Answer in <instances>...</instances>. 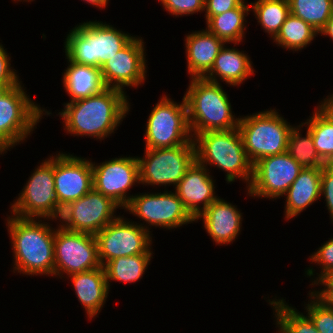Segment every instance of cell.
Wrapping results in <instances>:
<instances>
[{"mask_svg":"<svg viewBox=\"0 0 333 333\" xmlns=\"http://www.w3.org/2000/svg\"><path fill=\"white\" fill-rule=\"evenodd\" d=\"M202 220L203 227L215 245H231L242 231L243 213L237 205L220 196L196 219Z\"/></svg>","mask_w":333,"mask_h":333,"instance_id":"20","label":"cell"},{"mask_svg":"<svg viewBox=\"0 0 333 333\" xmlns=\"http://www.w3.org/2000/svg\"><path fill=\"white\" fill-rule=\"evenodd\" d=\"M293 127L276 108L241 115L238 129L250 162L286 152Z\"/></svg>","mask_w":333,"mask_h":333,"instance_id":"7","label":"cell"},{"mask_svg":"<svg viewBox=\"0 0 333 333\" xmlns=\"http://www.w3.org/2000/svg\"><path fill=\"white\" fill-rule=\"evenodd\" d=\"M145 192L137 193L131 198L127 206L123 209L135 216L140 221H133L138 223L142 228L149 233H153L151 227H158L160 229L172 230L184 227L195 222V219L185 208L183 202L179 199L174 190H164L160 192Z\"/></svg>","mask_w":333,"mask_h":333,"instance_id":"9","label":"cell"},{"mask_svg":"<svg viewBox=\"0 0 333 333\" xmlns=\"http://www.w3.org/2000/svg\"><path fill=\"white\" fill-rule=\"evenodd\" d=\"M154 255H132L108 261L103 267L110 290L111 282L137 283L151 264Z\"/></svg>","mask_w":333,"mask_h":333,"instance_id":"28","label":"cell"},{"mask_svg":"<svg viewBox=\"0 0 333 333\" xmlns=\"http://www.w3.org/2000/svg\"><path fill=\"white\" fill-rule=\"evenodd\" d=\"M144 38L135 37L100 68L105 87L127 92L129 88L143 86L147 79L148 65ZM127 87V88H126Z\"/></svg>","mask_w":333,"mask_h":333,"instance_id":"17","label":"cell"},{"mask_svg":"<svg viewBox=\"0 0 333 333\" xmlns=\"http://www.w3.org/2000/svg\"><path fill=\"white\" fill-rule=\"evenodd\" d=\"M187 74L190 78H203L212 68L224 42L206 28L185 34Z\"/></svg>","mask_w":333,"mask_h":333,"instance_id":"22","label":"cell"},{"mask_svg":"<svg viewBox=\"0 0 333 333\" xmlns=\"http://www.w3.org/2000/svg\"><path fill=\"white\" fill-rule=\"evenodd\" d=\"M117 209L122 208L111 198L92 189L62 208L60 223H57L66 230L96 235L120 216L121 213L116 214Z\"/></svg>","mask_w":333,"mask_h":333,"instance_id":"14","label":"cell"},{"mask_svg":"<svg viewBox=\"0 0 333 333\" xmlns=\"http://www.w3.org/2000/svg\"><path fill=\"white\" fill-rule=\"evenodd\" d=\"M56 114L70 136L95 138L101 142L112 137L131 110L130 98L122 90L106 87L100 93L63 103ZM118 127V128H117Z\"/></svg>","mask_w":333,"mask_h":333,"instance_id":"1","label":"cell"},{"mask_svg":"<svg viewBox=\"0 0 333 333\" xmlns=\"http://www.w3.org/2000/svg\"><path fill=\"white\" fill-rule=\"evenodd\" d=\"M54 180L58 205L64 208L93 189L91 159L57 152L54 155Z\"/></svg>","mask_w":333,"mask_h":333,"instance_id":"18","label":"cell"},{"mask_svg":"<svg viewBox=\"0 0 333 333\" xmlns=\"http://www.w3.org/2000/svg\"><path fill=\"white\" fill-rule=\"evenodd\" d=\"M93 189L111 198L122 210L131 198V188L140 186L139 162L137 156H118L105 162H93Z\"/></svg>","mask_w":333,"mask_h":333,"instance_id":"15","label":"cell"},{"mask_svg":"<svg viewBox=\"0 0 333 333\" xmlns=\"http://www.w3.org/2000/svg\"><path fill=\"white\" fill-rule=\"evenodd\" d=\"M310 292L327 307L333 308V287H320L318 290L316 287H313L312 290L310 289Z\"/></svg>","mask_w":333,"mask_h":333,"instance_id":"40","label":"cell"},{"mask_svg":"<svg viewBox=\"0 0 333 333\" xmlns=\"http://www.w3.org/2000/svg\"><path fill=\"white\" fill-rule=\"evenodd\" d=\"M306 129L305 135L303 129ZM303 128V129H302ZM303 169L322 168L326 163L318 155L310 129L299 122L294 124L288 138L286 151Z\"/></svg>","mask_w":333,"mask_h":333,"instance_id":"30","label":"cell"},{"mask_svg":"<svg viewBox=\"0 0 333 333\" xmlns=\"http://www.w3.org/2000/svg\"><path fill=\"white\" fill-rule=\"evenodd\" d=\"M245 0H205L204 18L222 14L233 8L239 7Z\"/></svg>","mask_w":333,"mask_h":333,"instance_id":"39","label":"cell"},{"mask_svg":"<svg viewBox=\"0 0 333 333\" xmlns=\"http://www.w3.org/2000/svg\"><path fill=\"white\" fill-rule=\"evenodd\" d=\"M38 165L31 172L18 197L10 204V214L23 219L58 221L62 208L58 205L55 194L54 153Z\"/></svg>","mask_w":333,"mask_h":333,"instance_id":"8","label":"cell"},{"mask_svg":"<svg viewBox=\"0 0 333 333\" xmlns=\"http://www.w3.org/2000/svg\"><path fill=\"white\" fill-rule=\"evenodd\" d=\"M250 12V4L245 0L239 7L210 17L205 21V28L225 44L244 42L248 27L246 17Z\"/></svg>","mask_w":333,"mask_h":333,"instance_id":"26","label":"cell"},{"mask_svg":"<svg viewBox=\"0 0 333 333\" xmlns=\"http://www.w3.org/2000/svg\"><path fill=\"white\" fill-rule=\"evenodd\" d=\"M312 286L333 287V269L325 272Z\"/></svg>","mask_w":333,"mask_h":333,"instance_id":"42","label":"cell"},{"mask_svg":"<svg viewBox=\"0 0 333 333\" xmlns=\"http://www.w3.org/2000/svg\"><path fill=\"white\" fill-rule=\"evenodd\" d=\"M13 255V274L54 278L55 227L52 219H23L7 215L4 219Z\"/></svg>","mask_w":333,"mask_h":333,"instance_id":"2","label":"cell"},{"mask_svg":"<svg viewBox=\"0 0 333 333\" xmlns=\"http://www.w3.org/2000/svg\"><path fill=\"white\" fill-rule=\"evenodd\" d=\"M308 295L309 300L303 305L304 313L320 333H333V308L327 307L310 291Z\"/></svg>","mask_w":333,"mask_h":333,"instance_id":"34","label":"cell"},{"mask_svg":"<svg viewBox=\"0 0 333 333\" xmlns=\"http://www.w3.org/2000/svg\"><path fill=\"white\" fill-rule=\"evenodd\" d=\"M211 174L205 166L195 160L173 189L194 219L219 197L215 191L216 180Z\"/></svg>","mask_w":333,"mask_h":333,"instance_id":"19","label":"cell"},{"mask_svg":"<svg viewBox=\"0 0 333 333\" xmlns=\"http://www.w3.org/2000/svg\"><path fill=\"white\" fill-rule=\"evenodd\" d=\"M322 168H304L282 196L285 198L284 219L297 218L310 205L321 200Z\"/></svg>","mask_w":333,"mask_h":333,"instance_id":"24","label":"cell"},{"mask_svg":"<svg viewBox=\"0 0 333 333\" xmlns=\"http://www.w3.org/2000/svg\"><path fill=\"white\" fill-rule=\"evenodd\" d=\"M55 227L54 277L65 279L72 274L101 267L95 235ZM66 274V275H65Z\"/></svg>","mask_w":333,"mask_h":333,"instance_id":"12","label":"cell"},{"mask_svg":"<svg viewBox=\"0 0 333 333\" xmlns=\"http://www.w3.org/2000/svg\"><path fill=\"white\" fill-rule=\"evenodd\" d=\"M193 141L198 163L210 169V172L212 167L225 172L227 184L239 179L246 184V189L250 186L253 164L246 155L238 128L203 132L195 135Z\"/></svg>","mask_w":333,"mask_h":333,"instance_id":"5","label":"cell"},{"mask_svg":"<svg viewBox=\"0 0 333 333\" xmlns=\"http://www.w3.org/2000/svg\"><path fill=\"white\" fill-rule=\"evenodd\" d=\"M290 13L320 31L333 15V0H288Z\"/></svg>","mask_w":333,"mask_h":333,"instance_id":"33","label":"cell"},{"mask_svg":"<svg viewBox=\"0 0 333 333\" xmlns=\"http://www.w3.org/2000/svg\"><path fill=\"white\" fill-rule=\"evenodd\" d=\"M249 4L257 24L272 40L290 14L288 0H255Z\"/></svg>","mask_w":333,"mask_h":333,"instance_id":"31","label":"cell"},{"mask_svg":"<svg viewBox=\"0 0 333 333\" xmlns=\"http://www.w3.org/2000/svg\"><path fill=\"white\" fill-rule=\"evenodd\" d=\"M70 279L76 298L85 310L88 320L98 317L110 293L104 267L72 274Z\"/></svg>","mask_w":333,"mask_h":333,"instance_id":"23","label":"cell"},{"mask_svg":"<svg viewBox=\"0 0 333 333\" xmlns=\"http://www.w3.org/2000/svg\"><path fill=\"white\" fill-rule=\"evenodd\" d=\"M138 157L140 184L175 189L196 160L194 141L171 148L145 149Z\"/></svg>","mask_w":333,"mask_h":333,"instance_id":"11","label":"cell"},{"mask_svg":"<svg viewBox=\"0 0 333 333\" xmlns=\"http://www.w3.org/2000/svg\"><path fill=\"white\" fill-rule=\"evenodd\" d=\"M322 244L319 248H317L318 250L316 249L315 252L308 257L310 264H316V268H318L317 265L319 266V273L315 272L316 270L312 265H309V267H307L304 271L305 276H307V278H311V287L325 272L333 269V237L331 236V238H328V240L324 241Z\"/></svg>","mask_w":333,"mask_h":333,"instance_id":"35","label":"cell"},{"mask_svg":"<svg viewBox=\"0 0 333 333\" xmlns=\"http://www.w3.org/2000/svg\"><path fill=\"white\" fill-rule=\"evenodd\" d=\"M68 66L62 72V84L69 96V102L87 98L105 89L100 68L80 65L71 62L67 57Z\"/></svg>","mask_w":333,"mask_h":333,"instance_id":"25","label":"cell"},{"mask_svg":"<svg viewBox=\"0 0 333 333\" xmlns=\"http://www.w3.org/2000/svg\"><path fill=\"white\" fill-rule=\"evenodd\" d=\"M333 124V93L327 95L316 106Z\"/></svg>","mask_w":333,"mask_h":333,"instance_id":"41","label":"cell"},{"mask_svg":"<svg viewBox=\"0 0 333 333\" xmlns=\"http://www.w3.org/2000/svg\"><path fill=\"white\" fill-rule=\"evenodd\" d=\"M110 24L90 20L68 30L63 40L65 56L71 62L101 68L135 37Z\"/></svg>","mask_w":333,"mask_h":333,"instance_id":"3","label":"cell"},{"mask_svg":"<svg viewBox=\"0 0 333 333\" xmlns=\"http://www.w3.org/2000/svg\"><path fill=\"white\" fill-rule=\"evenodd\" d=\"M318 35L319 32L311 25L290 13L272 42L286 51L298 53L308 47Z\"/></svg>","mask_w":333,"mask_h":333,"instance_id":"29","label":"cell"},{"mask_svg":"<svg viewBox=\"0 0 333 333\" xmlns=\"http://www.w3.org/2000/svg\"><path fill=\"white\" fill-rule=\"evenodd\" d=\"M304 122L312 134L314 146L320 158L326 164H333V124L316 107Z\"/></svg>","mask_w":333,"mask_h":333,"instance_id":"32","label":"cell"},{"mask_svg":"<svg viewBox=\"0 0 333 333\" xmlns=\"http://www.w3.org/2000/svg\"><path fill=\"white\" fill-rule=\"evenodd\" d=\"M320 198H325V206L329 213L330 222L333 224V164H326L321 172Z\"/></svg>","mask_w":333,"mask_h":333,"instance_id":"38","label":"cell"},{"mask_svg":"<svg viewBox=\"0 0 333 333\" xmlns=\"http://www.w3.org/2000/svg\"><path fill=\"white\" fill-rule=\"evenodd\" d=\"M109 1L110 0H83V2L90 4L94 8L97 7L99 10H104L108 6L107 4H109Z\"/></svg>","mask_w":333,"mask_h":333,"instance_id":"44","label":"cell"},{"mask_svg":"<svg viewBox=\"0 0 333 333\" xmlns=\"http://www.w3.org/2000/svg\"><path fill=\"white\" fill-rule=\"evenodd\" d=\"M163 10L174 17L204 13L205 0H157Z\"/></svg>","mask_w":333,"mask_h":333,"instance_id":"36","label":"cell"},{"mask_svg":"<svg viewBox=\"0 0 333 333\" xmlns=\"http://www.w3.org/2000/svg\"><path fill=\"white\" fill-rule=\"evenodd\" d=\"M31 99L22 82L0 99V155L26 142L43 116L52 115V111Z\"/></svg>","mask_w":333,"mask_h":333,"instance_id":"6","label":"cell"},{"mask_svg":"<svg viewBox=\"0 0 333 333\" xmlns=\"http://www.w3.org/2000/svg\"><path fill=\"white\" fill-rule=\"evenodd\" d=\"M4 48L0 42V86H16L22 81L17 74L18 71L11 65V54Z\"/></svg>","mask_w":333,"mask_h":333,"instance_id":"37","label":"cell"},{"mask_svg":"<svg viewBox=\"0 0 333 333\" xmlns=\"http://www.w3.org/2000/svg\"><path fill=\"white\" fill-rule=\"evenodd\" d=\"M278 298V299H277ZM273 310L276 333H320L312 320L304 312L288 304L284 297L275 294L273 299L265 300ZM291 305V306H290ZM278 327V328H277Z\"/></svg>","mask_w":333,"mask_h":333,"instance_id":"27","label":"cell"},{"mask_svg":"<svg viewBox=\"0 0 333 333\" xmlns=\"http://www.w3.org/2000/svg\"><path fill=\"white\" fill-rule=\"evenodd\" d=\"M319 36H324L330 38L333 41V15L329 21L324 25V27L319 31Z\"/></svg>","mask_w":333,"mask_h":333,"instance_id":"43","label":"cell"},{"mask_svg":"<svg viewBox=\"0 0 333 333\" xmlns=\"http://www.w3.org/2000/svg\"><path fill=\"white\" fill-rule=\"evenodd\" d=\"M302 170L287 152L262 158L253 165L252 181L245 194L258 199H280Z\"/></svg>","mask_w":333,"mask_h":333,"instance_id":"16","label":"cell"},{"mask_svg":"<svg viewBox=\"0 0 333 333\" xmlns=\"http://www.w3.org/2000/svg\"><path fill=\"white\" fill-rule=\"evenodd\" d=\"M14 86H0V99Z\"/></svg>","mask_w":333,"mask_h":333,"instance_id":"45","label":"cell"},{"mask_svg":"<svg viewBox=\"0 0 333 333\" xmlns=\"http://www.w3.org/2000/svg\"><path fill=\"white\" fill-rule=\"evenodd\" d=\"M154 105L145 124L144 149L171 148L193 141L184 96L177 103L164 94Z\"/></svg>","mask_w":333,"mask_h":333,"instance_id":"10","label":"cell"},{"mask_svg":"<svg viewBox=\"0 0 333 333\" xmlns=\"http://www.w3.org/2000/svg\"><path fill=\"white\" fill-rule=\"evenodd\" d=\"M240 44L242 43H233V47H229L230 45L227 43L224 44L215 58L211 70L203 78L220 84L225 82L229 87H239L254 76L256 71L248 52L235 48Z\"/></svg>","mask_w":333,"mask_h":333,"instance_id":"21","label":"cell"},{"mask_svg":"<svg viewBox=\"0 0 333 333\" xmlns=\"http://www.w3.org/2000/svg\"><path fill=\"white\" fill-rule=\"evenodd\" d=\"M151 235L132 219L120 215L95 235L101 266L118 257L153 255Z\"/></svg>","mask_w":333,"mask_h":333,"instance_id":"13","label":"cell"},{"mask_svg":"<svg viewBox=\"0 0 333 333\" xmlns=\"http://www.w3.org/2000/svg\"><path fill=\"white\" fill-rule=\"evenodd\" d=\"M229 98L222 84L190 78L184 99L192 137L208 131L238 128L240 115L235 116Z\"/></svg>","mask_w":333,"mask_h":333,"instance_id":"4","label":"cell"}]
</instances>
